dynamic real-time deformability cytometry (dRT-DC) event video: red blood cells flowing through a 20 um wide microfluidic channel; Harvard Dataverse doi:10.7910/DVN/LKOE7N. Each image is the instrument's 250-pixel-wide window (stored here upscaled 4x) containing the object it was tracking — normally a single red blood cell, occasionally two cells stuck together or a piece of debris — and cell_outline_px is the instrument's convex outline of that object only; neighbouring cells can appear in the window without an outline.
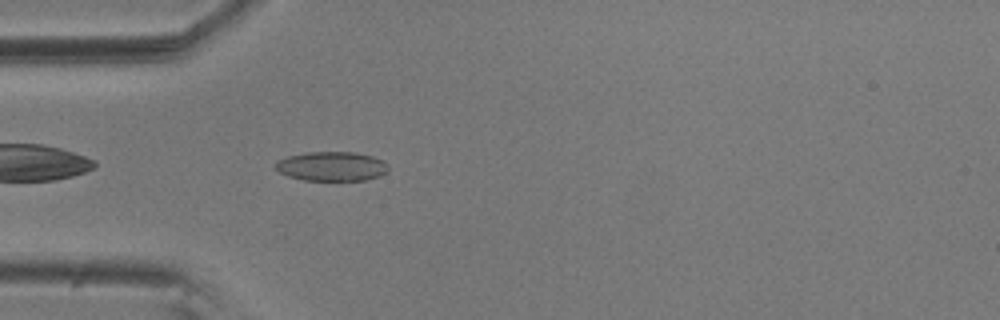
{"species": "common noctule bat (a hibernating species)", "species_latin": "Nyctalus noctula", "temperature_condition": "room temperature", "stored_images_in_passage": 42, "camera_frame_rate_fps": 3000, "um_per_image_px": 0.085, "animal": {"sex": "male", "body_mass_g": 20.5, "forearm_length_mm": 52.5}, "frame": {"image": 1, "passage_image": 3, "time_ms": 0.667, "image_size_px": [1000, 320], "cell_outline_px": [[388, 172], [380, 176], [364, 180], [304, 180], [288, 176], [280, 172], [272, 164], [276, 160], [288, 156], [308, 152], [356, 152], [372, 156], [384, 160], [388, 164]], "centroid_in_image_um": [28.2, 14.13], "position_along_channel_um": 56.8, "area_um2": 19.48}}
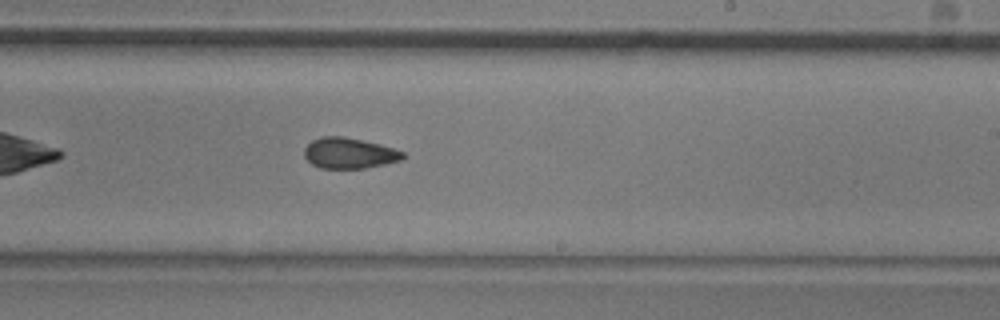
{"frame": {"image": 2, "passage_image": 20, "time_ms": 6.333, "image_size_px": [1000, 320], "cell_outline_px": [[404, 156], [400, 160], [384, 164], [364, 168], [320, 168], [312, 164], [304, 156], [304, 148], [312, 140], [320, 136], [344, 136], [380, 144], [404, 152]], "centroid_in_image_um": [29.65, 13.01], "position_along_channel_um": 259.4, "area_um2": 17.57}}
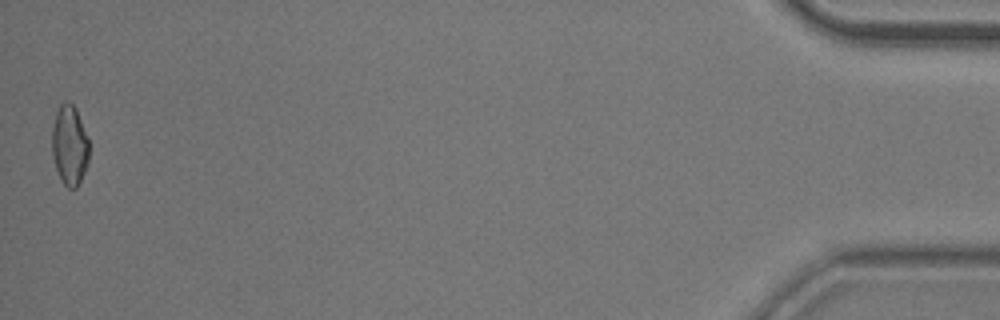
{"frame": {"image": 3, "passage_image": 42, "time_ms": 13.667, "image_size_px": [1000, 320], "cell_outline_px": [[88, 164], [76, 188], [68, 188], [64, 184], [56, 168], [52, 152], [52, 128], [56, 112], [60, 104], [64, 100], [68, 100], [76, 108], [88, 140]], "centroid_in_image_um": [5.9, 12.31], "position_along_channel_um": 429.3, "area_um2": 17.11}, "authors_computed_cell_mechanics": {"area_um2": 17.7446, "velocity_mm_per_s": 3.625, "shape_relaxation_time_tau1_ms": 4.3335, "shape_relaxation_time_tau2_ms": 4.7759, "deformation_change_tau1": 0.1444, "deformation_change_tau2": 0.1162}}